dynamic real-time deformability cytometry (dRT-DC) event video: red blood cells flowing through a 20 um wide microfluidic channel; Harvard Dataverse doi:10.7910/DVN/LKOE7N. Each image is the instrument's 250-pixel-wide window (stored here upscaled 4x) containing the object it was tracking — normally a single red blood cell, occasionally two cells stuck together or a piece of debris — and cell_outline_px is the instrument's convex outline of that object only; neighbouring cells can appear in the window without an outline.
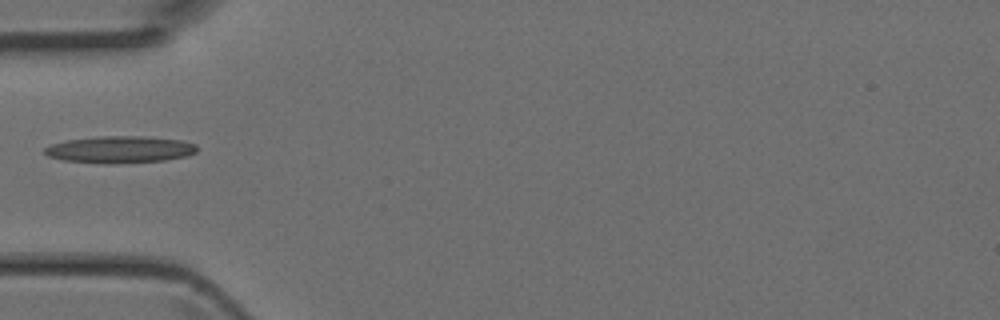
{"species": "Egyptian fruit bat (a non-hibernating species)", "species_latin": "Rousettus aegyptiacus", "temperature_condition": "room temperature", "stored_images_in_passage": 4, "camera_frame_rate_fps": 3000, "um_per_image_px": 0.085, "animal": {"sex": "female"}, "frame": {"image": 1, "passage_image": 4, "time_ms": 1.0, "image_size_px": [1000, 320], "cell_outline_px": [[196, 152], [188, 156], [164, 160], [108, 164], [64, 160], [48, 156], [44, 152], [44, 148], [52, 144], [68, 140], [100, 136], [144, 136], [180, 140], [196, 144]], "centroid_in_image_um": [10.2, 12.71], "position_along_channel_um": 74.8, "area_um2": 23.76}}